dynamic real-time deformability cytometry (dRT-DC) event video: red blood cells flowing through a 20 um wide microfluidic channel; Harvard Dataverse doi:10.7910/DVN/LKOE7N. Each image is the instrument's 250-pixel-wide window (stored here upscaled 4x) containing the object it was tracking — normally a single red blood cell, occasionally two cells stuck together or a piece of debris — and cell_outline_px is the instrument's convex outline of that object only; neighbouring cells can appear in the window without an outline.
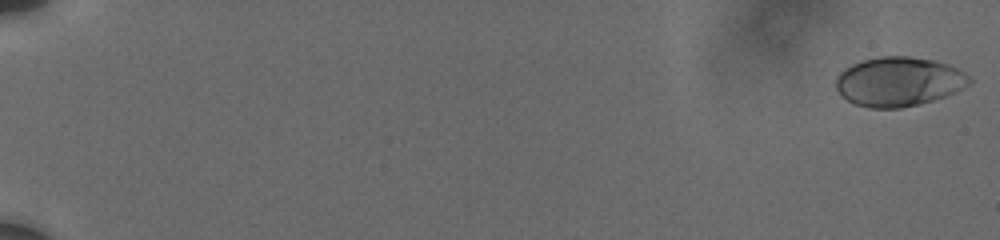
{"species": "human", "species_latin": "Homo sapiens", "temperature_condition": "cold", "stored_images_in_passage": 73, "camera_frame_rate_fps": 3000, "um_per_image_px": 0.085, "donor": {"sex": "male"}, "frame": {"image": 1, "passage_image": 1, "time_ms": 0.0, "image_size_px": [1000, 240], "cell_outline_px": [[972, 80], [968, 84], [944, 96], [932, 100], [900, 108], [868, 108], [856, 104], [848, 100], [836, 88], [836, 76], [844, 68], [860, 60], [880, 56], [908, 56], [932, 60], [948, 64], [964, 72]], "centroid_in_image_um": [76.35, 6.92], "position_along_channel_um": 8.7, "area_um2": 37.97}}
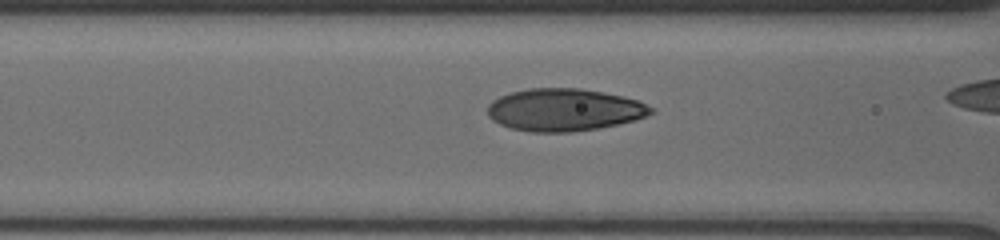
{"frame": {"image": 2, "passage_image": 59, "time_ms": 8.667, "image_size_px": [1000, 240], "cell_outline_px": [[652, 112], [636, 120], [620, 124], [600, 128], [572, 132], [532, 132], [512, 128], [500, 124], [492, 120], [488, 116], [488, 104], [492, 100], [500, 96], [512, 92], [528, 88], [580, 88], [604, 92], [624, 96], [640, 100], [652, 108]], "centroid_in_image_um": [47.97, 9.33], "position_along_channel_um": 118.6, "area_um2": 40.58}}
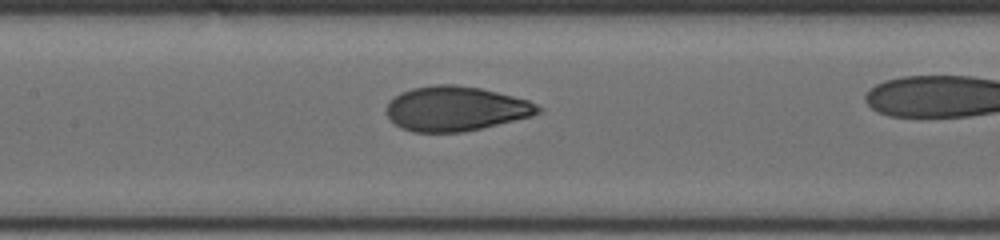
{"frame": {"image": 3, "passage_image": 69, "time_ms": 10.0, "image_size_px": [1000, 240], "cell_outline_px": [[544, 108], [540, 112], [532, 116], [464, 132], [412, 132], [400, 128], [388, 116], [388, 104], [400, 92], [412, 88], [436, 84], [456, 84], [480, 88], [528, 100]], "centroid_in_image_um": [38.75, 9.24], "position_along_channel_um": 168.6, "area_um2": 39.25}}